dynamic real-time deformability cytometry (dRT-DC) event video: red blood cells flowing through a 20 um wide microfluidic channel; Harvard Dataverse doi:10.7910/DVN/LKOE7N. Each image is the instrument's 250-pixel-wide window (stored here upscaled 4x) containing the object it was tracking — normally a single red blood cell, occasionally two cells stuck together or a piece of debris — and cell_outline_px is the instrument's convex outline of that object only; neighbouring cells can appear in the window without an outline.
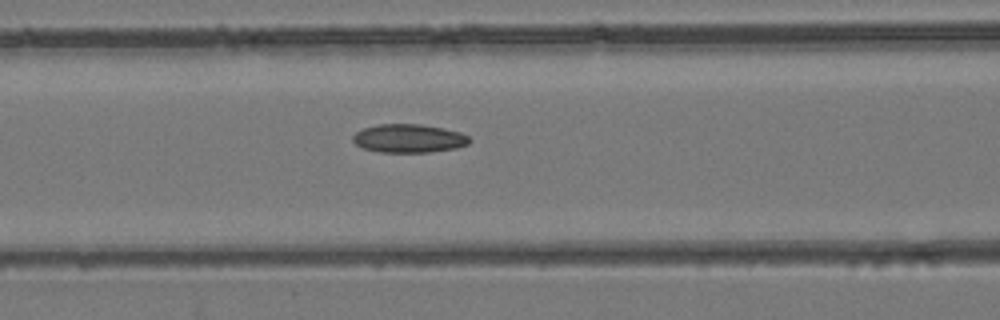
{"species": "common noctule bat (a hibernating species)", "species_latin": "Nyctalus noctula", "temperature_condition": "room temperature", "stored_images_in_passage": 32, "camera_frame_rate_fps": 3000, "um_per_image_px": 0.085, "animal": {"sex": "female", "body_mass_g": 24.6, "forearm_length_mm": 56.2}, "frame": {"image": 1, "passage_image": 7, "time_ms": 2.0, "image_size_px": [1000, 320], "cell_outline_px": [[472, 140], [468, 144], [456, 148], [428, 152], [376, 152], [364, 148], [356, 144], [352, 140], [352, 136], [356, 132], [364, 128], [380, 124], [420, 124], [444, 128], [460, 132], [468, 136]], "centroid_in_image_um": [34.76, 11.76], "position_along_channel_um": 131.8, "area_um2": 19.36}}
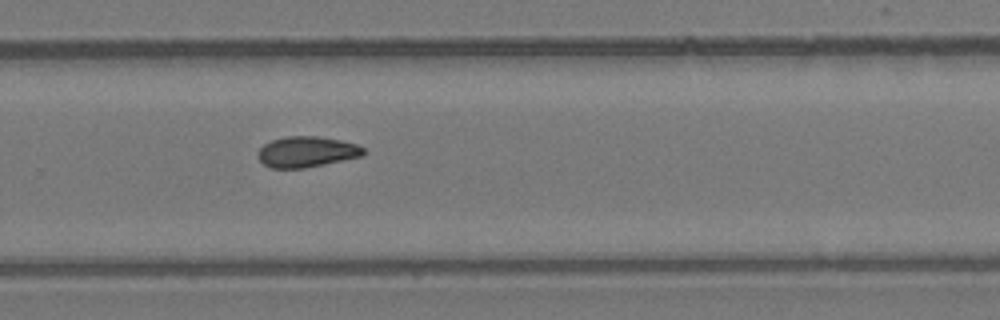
{"frame": {"image": 2, "passage_image": 18, "time_ms": 5.667, "image_size_px": [1000, 320], "cell_outline_px": [[364, 156], [304, 168], [268, 168], [256, 156], [256, 152], [264, 144], [272, 140], [284, 136], [320, 136], [340, 140], [356, 144], [364, 148]], "centroid_in_image_um": [26.04, 12.9], "position_along_channel_um": 303.8, "area_um2": 19.07}}
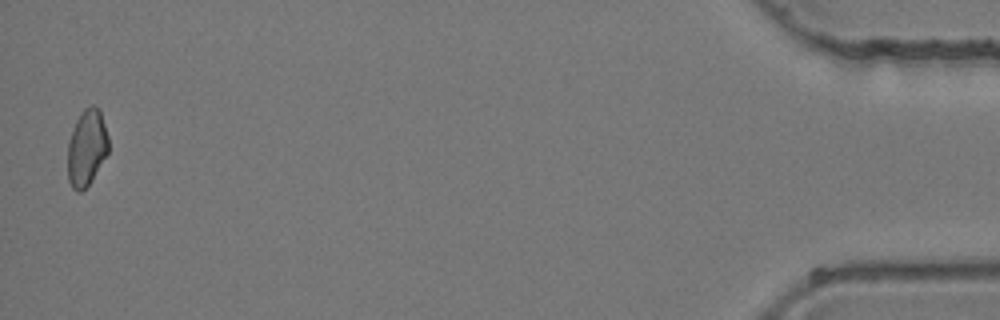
{"frame": {"image": 3, "passage_image": 32, "time_ms": 10.333, "image_size_px": [1000, 320], "cell_outline_px": [[108, 152], [92, 180], [80, 192], [76, 192], [72, 188], [68, 180], [68, 144], [76, 120], [80, 112], [84, 108], [92, 104], [100, 108], [108, 136]], "centroid_in_image_um": [7.37, 12.53], "position_along_channel_um": 427.8, "area_um2": 18.21}}